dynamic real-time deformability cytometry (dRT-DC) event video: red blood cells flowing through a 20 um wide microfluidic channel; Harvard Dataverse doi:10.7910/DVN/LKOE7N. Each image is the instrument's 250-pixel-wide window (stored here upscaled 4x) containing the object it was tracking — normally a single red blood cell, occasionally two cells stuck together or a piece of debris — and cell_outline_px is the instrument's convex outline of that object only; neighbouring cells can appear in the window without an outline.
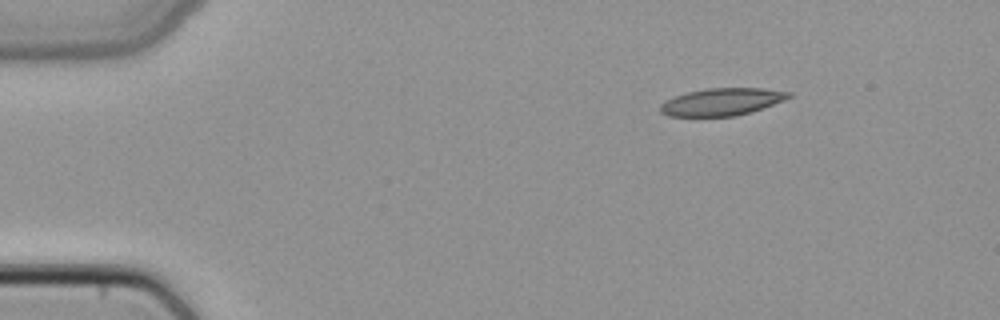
{"species": "common noctule bat (a hibernating species)", "species_latin": "Nyctalus noctula", "temperature_condition": "cold", "stored_images_in_passage": 2, "camera_frame_rate_fps": 3000, "um_per_image_px": 0.085, "animal": {"sex": "female", "body_mass_g": 22.7, "forearm_length_mm": 54.2}, "frame": {"image": 1, "passage_image": 2, "time_ms": 0.333, "image_size_px": [1000, 320], "cell_outline_px": [[792, 96], [784, 100], [752, 112], [736, 116], [668, 116], [660, 112], [660, 104], [676, 96], [688, 92], [704, 88], [764, 88], [792, 92]], "centroid_in_image_um": [61.39, 8.65], "position_along_channel_um": 23.6, "area_um2": 20.46}}